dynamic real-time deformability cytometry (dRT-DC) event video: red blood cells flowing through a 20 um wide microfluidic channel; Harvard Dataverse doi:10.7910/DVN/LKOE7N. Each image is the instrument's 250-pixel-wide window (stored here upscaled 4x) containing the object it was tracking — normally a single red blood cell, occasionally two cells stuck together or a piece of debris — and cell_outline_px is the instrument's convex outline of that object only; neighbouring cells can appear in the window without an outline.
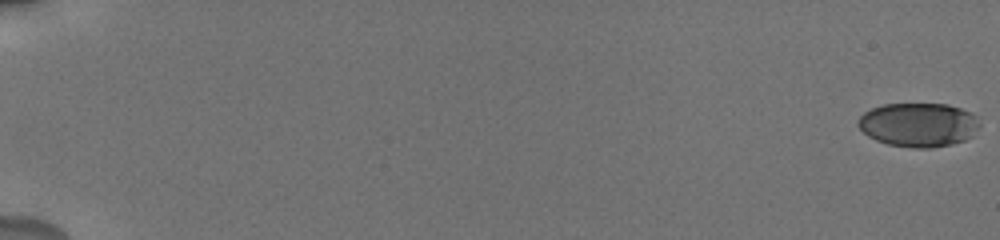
{"species": "human", "species_latin": "Homo sapiens", "temperature_condition": "cold", "stored_images_in_passage": 21, "camera_frame_rate_fps": 3000, "um_per_image_px": 0.085, "donor": {"sex": "male"}, "frame": {"image": 1, "passage_image": 1, "time_ms": 0.0, "image_size_px": [1000, 240], "cell_outline_px": [[980, 124], [972, 136], [964, 140], [952, 144], [932, 148], [912, 148], [888, 144], [876, 140], [868, 136], [856, 124], [860, 116], [864, 112], [872, 108], [884, 104], [948, 104], [972, 112], [976, 116]], "centroid_in_image_um": [78.07, 10.6], "position_along_channel_um": 6.9, "area_um2": 31.27}}
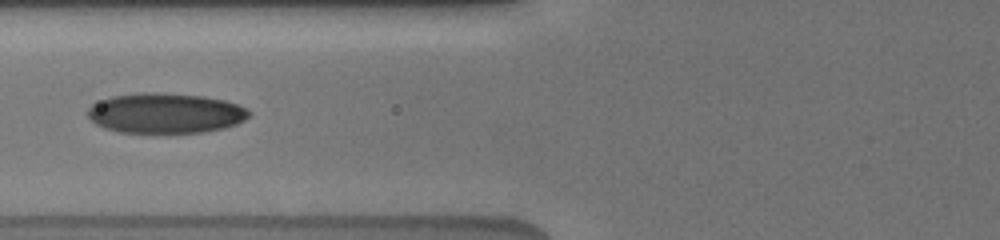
{"frame": {"image": 2, "passage_image": 11, "time_ms": 8.333, "image_size_px": [1000, 240], "cell_outline_px": [[252, 112], [244, 120], [236, 124], [224, 128], [204, 132], [120, 132], [104, 128], [96, 124], [88, 116], [88, 108], [92, 104], [112, 96], [140, 92], [156, 92], [204, 96], [224, 100], [236, 104]], "centroid_in_image_um": [14.05, 9.61], "position_along_channel_um": 111.7, "area_um2": 37.57}}
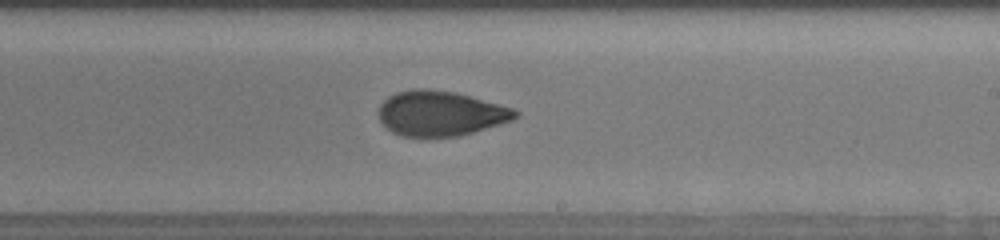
{"frame": {"image": 3, "passage_image": 21, "time_ms": 12.0, "image_size_px": [1000, 240], "cell_outline_px": [[520, 116], [512, 120], [500, 124], [460, 136], [428, 140], [400, 136], [392, 132], [380, 120], [380, 104], [388, 96], [396, 92], [412, 88], [424, 88], [456, 92], [500, 104], [512, 108], [520, 112]], "centroid_in_image_um": [37.44, 9.67], "position_along_channel_um": 251.6, "area_um2": 36.7}}